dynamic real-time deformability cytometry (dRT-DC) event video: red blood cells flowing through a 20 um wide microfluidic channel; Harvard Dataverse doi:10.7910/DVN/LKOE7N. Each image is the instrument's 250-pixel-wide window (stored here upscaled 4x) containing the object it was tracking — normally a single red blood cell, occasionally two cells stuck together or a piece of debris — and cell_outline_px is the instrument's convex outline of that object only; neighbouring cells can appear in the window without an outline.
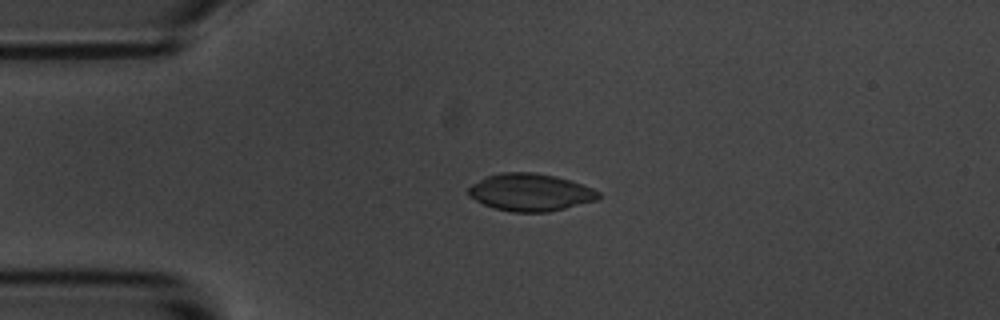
{"species": "common noctule bat (a hibernating species)", "species_latin": "Nyctalus noctula", "temperature_condition": "room temperature", "stored_images_in_passage": 4, "camera_frame_rate_fps": 3000, "um_per_image_px": 0.085, "animal": {"sex": "male", "body_mass_g": 20.1, "forearm_length_mm": 53.5}, "frame": {"image": 1, "passage_image": 3, "time_ms": 2.333, "image_size_px": [1000, 320], "cell_outline_px": [[600, 196], [596, 200], [548, 212], [512, 212], [492, 208], [468, 196], [468, 188], [472, 184], [488, 176], [500, 172], [532, 172], [556, 176], [592, 188], [600, 192]], "centroid_in_image_um": [45.05, 16.35], "position_along_channel_um": 39.9, "area_um2": 28.15}}